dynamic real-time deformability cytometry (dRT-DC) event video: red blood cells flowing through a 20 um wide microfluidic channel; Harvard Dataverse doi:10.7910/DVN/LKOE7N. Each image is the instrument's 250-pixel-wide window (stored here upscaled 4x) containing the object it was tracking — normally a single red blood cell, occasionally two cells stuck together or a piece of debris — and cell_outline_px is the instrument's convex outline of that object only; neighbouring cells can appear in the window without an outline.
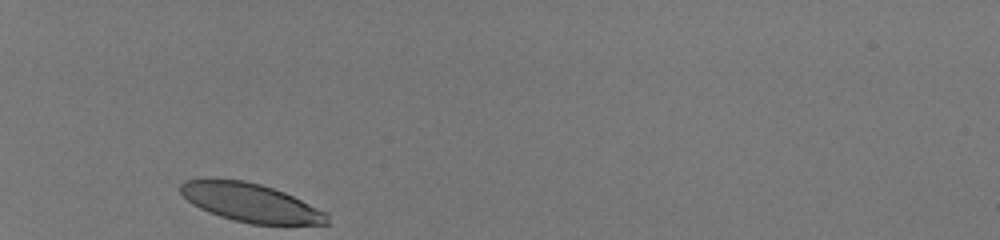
{"species": "human", "species_latin": "Homo sapiens", "temperature_condition": "room temperature", "stored_images_in_passage": 29, "camera_frame_rate_fps": 3000, "um_per_image_px": 0.085, "donor": {"sex": "male"}, "frame": {"image": 1, "passage_image": 1, "time_ms": 0.0, "image_size_px": [1000, 240], "cell_outline_px": [[328, 224], [252, 224], [220, 216], [208, 212], [192, 204], [180, 192], [180, 184], [184, 180], [200, 176], [212, 176], [244, 180], [260, 184], [284, 192], [328, 212]], "centroid_in_image_um": [21.23, 17.17], "position_along_channel_um": 63.8, "area_um2": 33.52}}
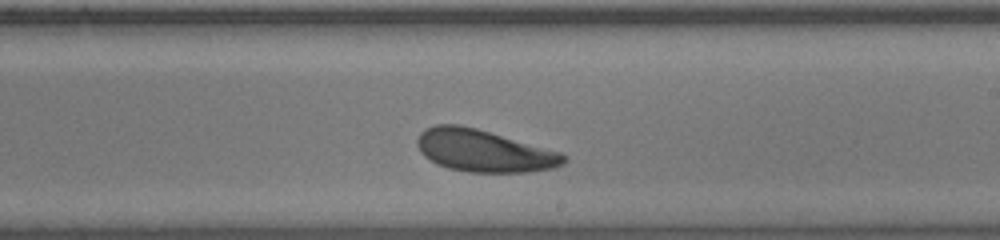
{"frame": {"image": 2, "passage_image": 17, "time_ms": 5.333, "image_size_px": [1000, 240], "cell_outline_px": [[568, 160], [564, 164], [552, 168], [528, 172], [468, 172], [448, 168], [436, 164], [424, 156], [420, 152], [416, 144], [416, 140], [420, 132], [424, 128], [436, 124], [460, 124], [476, 128], [560, 152], [568, 156]], "centroid_in_image_um": [41.09, 12.81], "position_along_channel_um": 247.9, "area_um2": 36.13}}
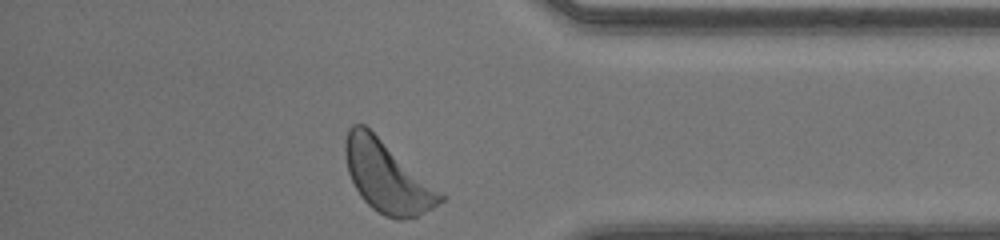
{"frame": {"image": 3, "passage_image": 29, "time_ms": 9.333, "image_size_px": [1000, 240], "cell_outline_px": [[448, 196], [444, 200], [432, 208], [416, 216], [404, 220], [396, 220], [384, 216], [372, 208], [360, 196], [348, 172], [344, 156], [344, 140], [348, 128], [352, 124], [364, 124], [444, 192]], "centroid_in_image_um": [32.92, 15.02], "position_along_channel_um": 402.3, "area_um2": 39.82}, "authors_computed_cell_mechanics": {"area_um2": 35.7204, "velocity_mm_per_s": 4.0415, "shape_relaxation_time_tau1_ms": 3.1365, "shape_relaxation_time_tau2_ms": 9.409, "deformation_change_tau1": 0.1354, "deformation_change_tau2": 0.2025}}